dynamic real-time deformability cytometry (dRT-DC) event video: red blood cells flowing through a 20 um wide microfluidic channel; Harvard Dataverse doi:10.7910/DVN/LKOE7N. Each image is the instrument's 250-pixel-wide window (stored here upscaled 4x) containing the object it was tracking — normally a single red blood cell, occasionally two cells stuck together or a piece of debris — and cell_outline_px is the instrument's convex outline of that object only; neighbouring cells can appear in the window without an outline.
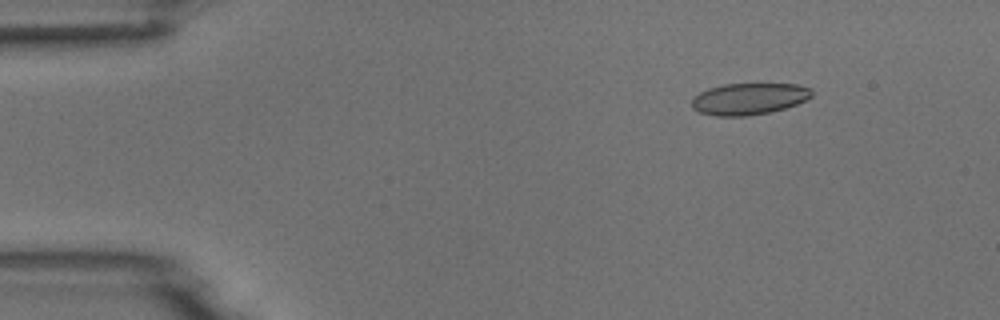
{"species": "common noctule bat (a hibernating species)", "species_latin": "Nyctalus noctula", "temperature_condition": "room temperature", "stored_images_in_passage": 5, "camera_frame_rate_fps": 3000, "um_per_image_px": 0.085, "animal": {"sex": "male", "body_mass_g": 18.8}, "frame": {"image": 1, "passage_image": 2, "time_ms": 1.0, "image_size_px": [1000, 320], "cell_outline_px": [[812, 96], [796, 104], [784, 108], [768, 112], [748, 116], [716, 116], [700, 112], [692, 108], [692, 96], [708, 88], [724, 84], [796, 84], [812, 88]], "centroid_in_image_um": [63.63, 8.39], "position_along_channel_um": 21.4, "area_um2": 22.08}}
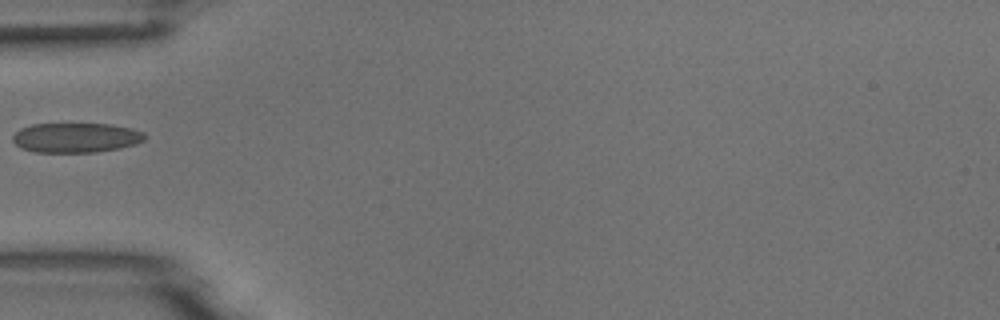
{"frame": {"image": 2, "passage_image": 5, "time_ms": 4.667, "image_size_px": [1000, 320], "cell_outline_px": [[148, 136], [144, 140], [136, 144], [120, 148], [96, 152], [36, 152], [20, 148], [12, 140], [12, 136], [20, 128], [32, 124], [108, 124], [132, 128], [144, 132]], "centroid_in_image_um": [6.47, 11.7], "position_along_channel_um": 78.5, "area_um2": 23.0}}